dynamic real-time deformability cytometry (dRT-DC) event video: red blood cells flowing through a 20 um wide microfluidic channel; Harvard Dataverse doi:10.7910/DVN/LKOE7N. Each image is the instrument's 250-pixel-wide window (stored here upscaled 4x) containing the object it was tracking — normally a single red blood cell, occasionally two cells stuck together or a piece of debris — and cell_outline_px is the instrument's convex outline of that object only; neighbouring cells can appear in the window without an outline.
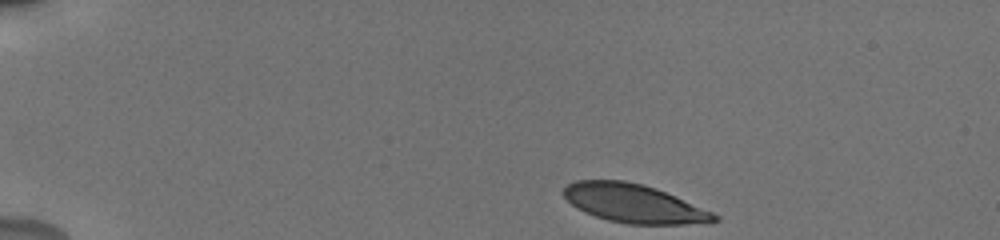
{"species": "human", "species_latin": "Homo sapiens", "temperature_condition": "cold", "stored_images_in_passage": 45, "camera_frame_rate_fps": 3000, "um_per_image_px": 0.085, "donor": {"sex": "male"}, "frame": {"image": 1, "passage_image": 1, "time_ms": 0.0, "image_size_px": [1000, 240], "cell_outline_px": [[720, 220], [684, 224], [628, 224], [608, 220], [584, 212], [572, 204], [564, 196], [564, 188], [568, 184], [576, 180], [624, 180], [644, 184], [656, 188], [712, 212], [720, 216]], "centroid_in_image_um": [53.86, 17.28], "position_along_channel_um": 31.1, "area_um2": 33.47}}
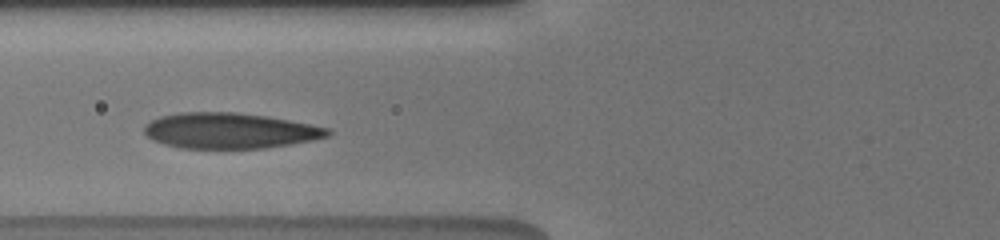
{"frame": {"image": 2, "passage_image": 14, "time_ms": 4.333, "image_size_px": [1000, 240], "cell_outline_px": [[332, 132], [328, 136], [312, 140], [292, 144], [264, 148], [180, 148], [164, 144], [152, 140], [144, 132], [144, 124], [160, 116], [180, 112], [236, 112], [268, 116], [328, 128]], "centroid_in_image_um": [19.5, 11.11], "position_along_channel_um": 106.3, "area_um2": 38.09}}
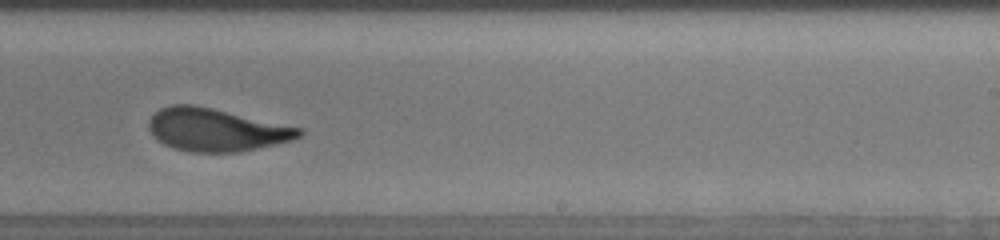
{"frame": {"image": 3, "passage_image": 27, "time_ms": 8.667, "image_size_px": [1000, 240], "cell_outline_px": [[304, 132], [300, 136], [292, 140], [276, 144], [240, 152], [192, 152], [176, 148], [164, 144], [152, 136], [148, 128], [148, 120], [160, 108], [172, 104], [196, 104], [304, 128]], "centroid_in_image_um": [18.38, 11.02], "position_along_channel_um": 270.6, "area_um2": 37.8}, "authors_computed_cell_mechanics": {"area_um2": 37.4544, "velocity_mm_per_s": 3.7991, "shape_relaxation_time_tau1_ms": 4.918, "shape_relaxation_time_tau2_ms": 1.0353, "deformation_change_tau1": 0.1727, "deformation_change_tau2": 0.0683}}